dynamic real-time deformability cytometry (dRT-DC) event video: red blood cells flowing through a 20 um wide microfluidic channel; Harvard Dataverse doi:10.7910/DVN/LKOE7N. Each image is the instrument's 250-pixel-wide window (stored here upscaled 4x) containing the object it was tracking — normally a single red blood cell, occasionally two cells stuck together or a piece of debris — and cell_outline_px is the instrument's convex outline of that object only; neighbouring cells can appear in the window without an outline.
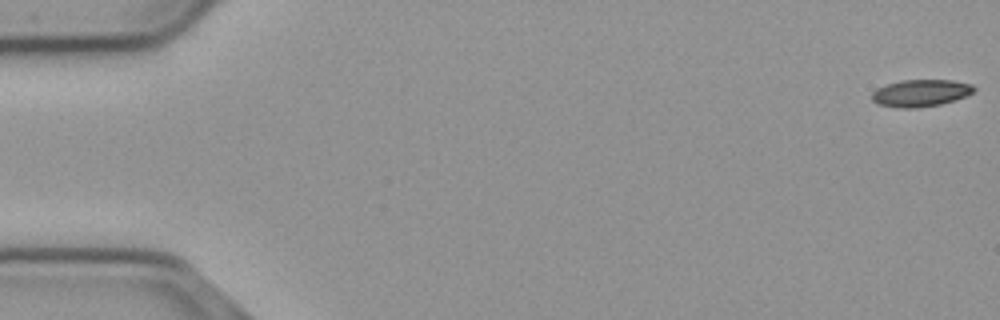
{"species": "common noctule bat (a hibernating species)", "species_latin": "Nyctalus noctula", "temperature_condition": "cold", "stored_images_in_passage": 56, "camera_frame_rate_fps": 3000, "um_per_image_px": 0.085, "animal": {"sex": "male", "body_mass_g": 23.1, "forearm_length_mm": 52.7}, "frame": {"image": 1, "passage_image": 1, "time_ms": 0.0, "image_size_px": [1000, 320], "cell_outline_px": [[976, 88], [968, 96], [956, 100], [940, 104], [916, 108], [900, 108], [876, 104], [872, 100], [872, 92], [876, 88], [900, 80], [952, 80], [972, 84]], "centroid_in_image_um": [78.26, 7.91], "position_along_channel_um": 6.7, "area_um2": 16.24}}
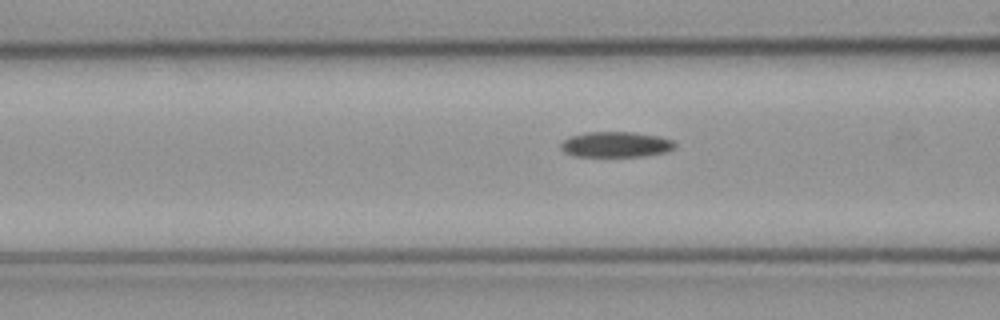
{"frame": {"image": 2, "passage_image": 22, "time_ms": 7.0, "image_size_px": [1000, 320], "cell_outline_px": [[676, 148], [664, 152], [644, 156], [576, 156], [564, 152], [560, 148], [560, 144], [564, 140], [572, 136], [588, 132], [636, 132], [660, 136], [672, 140], [676, 144]], "centroid_in_image_um": [52.38, 12.27], "position_along_channel_um": 114.2, "area_um2": 16.94}}
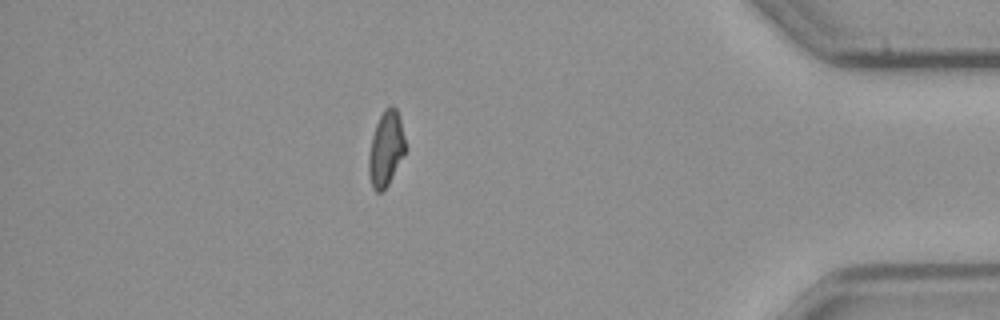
{"frame": {"image": 3, "passage_image": 49, "time_ms": 16.0, "image_size_px": [1000, 320], "cell_outline_px": [[404, 152], [388, 184], [380, 192], [376, 192], [372, 188], [368, 172], [368, 156], [372, 136], [376, 124], [384, 108], [388, 104], [392, 104], [396, 108], [400, 120], [404, 140]], "centroid_in_image_um": [32.76, 12.61], "position_along_channel_um": 402.4, "area_um2": 15.66}}